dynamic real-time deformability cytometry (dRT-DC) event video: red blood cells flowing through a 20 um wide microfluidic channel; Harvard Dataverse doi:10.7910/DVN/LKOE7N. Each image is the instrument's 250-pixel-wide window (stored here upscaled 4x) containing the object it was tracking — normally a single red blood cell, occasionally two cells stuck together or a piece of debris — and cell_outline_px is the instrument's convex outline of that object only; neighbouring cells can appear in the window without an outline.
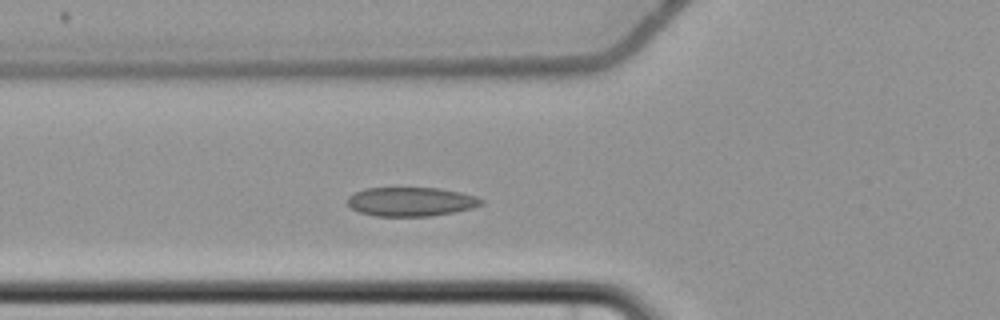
{"species": "common noctule bat (a hibernating species)", "species_latin": "Nyctalus noctula", "temperature_condition": "cold", "stored_images_in_passage": 3, "camera_frame_rate_fps": 3000, "um_per_image_px": 0.085, "animal": {"sex": "female", "body_mass_g": 22.7, "forearm_length_mm": 54.2}, "frame": {"image": 1, "passage_image": 3, "time_ms": 2.333, "image_size_px": [1000, 320], "cell_outline_px": [[484, 204], [472, 208], [452, 212], [428, 216], [376, 216], [360, 212], [352, 208], [348, 204], [348, 196], [364, 188], [440, 188], [460, 192], [476, 196], [484, 200]], "centroid_in_image_um": [34.95, 17.14], "position_along_channel_um": 90.8, "area_um2": 22.54}}